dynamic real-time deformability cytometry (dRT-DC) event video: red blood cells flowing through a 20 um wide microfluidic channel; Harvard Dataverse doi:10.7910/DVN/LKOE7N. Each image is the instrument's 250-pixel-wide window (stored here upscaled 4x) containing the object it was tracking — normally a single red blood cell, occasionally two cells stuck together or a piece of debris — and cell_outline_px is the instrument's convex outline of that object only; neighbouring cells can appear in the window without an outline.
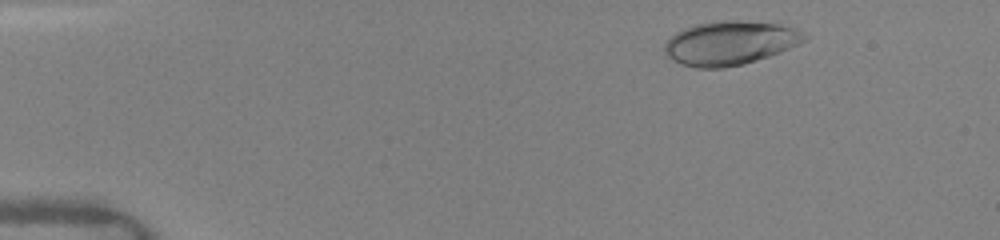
{"species": "human", "species_latin": "Homo sapiens", "temperature_condition": "warm", "stored_images_in_passage": 21, "camera_frame_rate_fps": 3000, "um_per_image_px": 0.085, "donor": {"sex": "female"}, "frame": {"image": 1, "passage_image": 1, "time_ms": 0.0, "image_size_px": [1000, 240], "cell_outline_px": [[808, 36], [804, 40], [780, 52], [744, 64], [724, 68], [696, 68], [680, 64], [668, 56], [664, 52], [664, 44], [676, 32], [684, 28], [696, 24], [716, 20], [740, 20], [776, 24], [792, 28]], "centroid_in_image_um": [61.98, 3.66], "position_along_channel_um": 23.0, "area_um2": 35.49}}
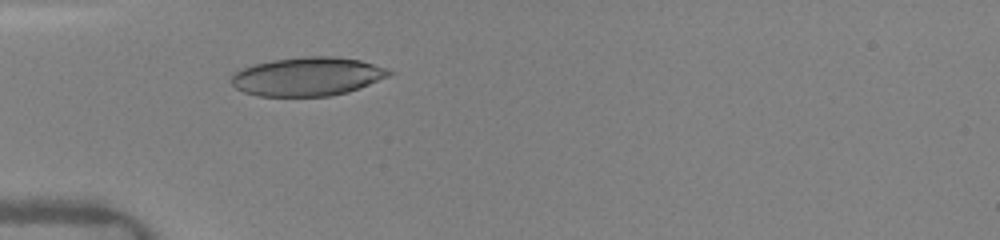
{"frame": {"image": 2, "passage_image": 20, "time_ms": 3.0, "image_size_px": [1000, 240], "cell_outline_px": [[396, 72], [388, 76], [360, 88], [348, 92], [328, 96], [256, 96], [244, 92], [236, 88], [232, 84], [232, 76], [236, 72], [244, 68], [256, 64], [272, 60], [300, 56], [336, 56], [360, 60]], "centroid_in_image_um": [26.15, 6.5], "position_along_channel_um": 58.9, "area_um2": 35.43}}